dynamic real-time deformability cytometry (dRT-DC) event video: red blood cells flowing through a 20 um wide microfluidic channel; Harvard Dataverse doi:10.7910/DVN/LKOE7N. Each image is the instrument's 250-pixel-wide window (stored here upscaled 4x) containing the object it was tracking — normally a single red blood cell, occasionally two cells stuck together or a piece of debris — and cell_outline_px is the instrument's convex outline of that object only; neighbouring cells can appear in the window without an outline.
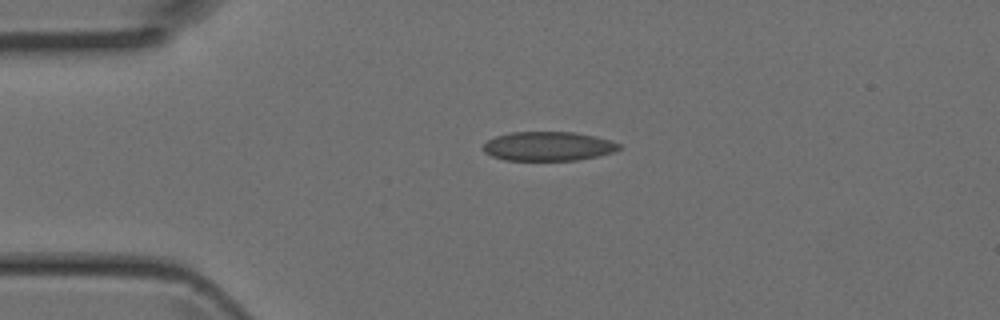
{"species": "Egyptian fruit bat (a non-hibernating species)", "species_latin": "Rousettus aegyptiacus", "temperature_condition": "room temperature", "stored_images_in_passage": 3, "camera_frame_rate_fps": 3000, "um_per_image_px": 0.085, "animal": {"sex": "female"}, "frame": {"image": 1, "passage_image": 1, "time_ms": 0.0, "image_size_px": [1000, 320], "cell_outline_px": [[624, 148], [616, 152], [576, 160], [504, 160], [492, 156], [484, 152], [484, 144], [488, 140], [496, 136], [508, 132], [576, 132], [596, 136], [612, 140], [620, 144]], "centroid_in_image_um": [46.65, 12.42], "position_along_channel_um": 38.3, "area_um2": 23.29}}
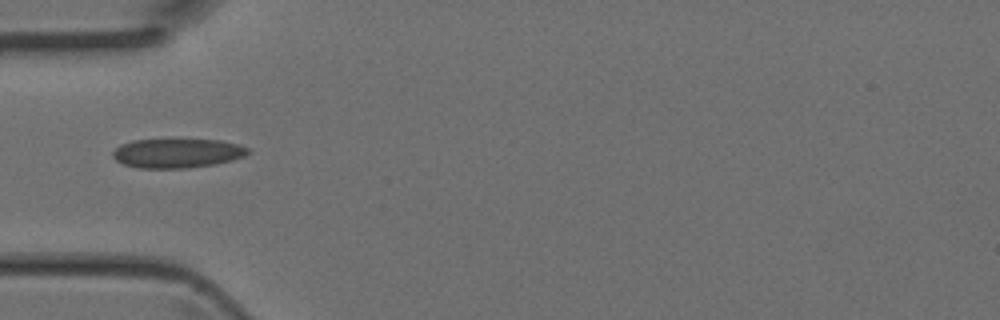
{"frame": {"image": 2, "passage_image": 2, "time_ms": 0.333, "image_size_px": [1000, 320], "cell_outline_px": [[252, 152], [244, 156], [232, 160], [216, 164], [188, 168], [140, 168], [124, 164], [116, 160], [112, 156], [112, 152], [120, 144], [132, 140], [220, 140], [240, 144], [252, 148]], "centroid_in_image_um": [15.12, 13.02], "position_along_channel_um": 69.9, "area_um2": 23.24}}
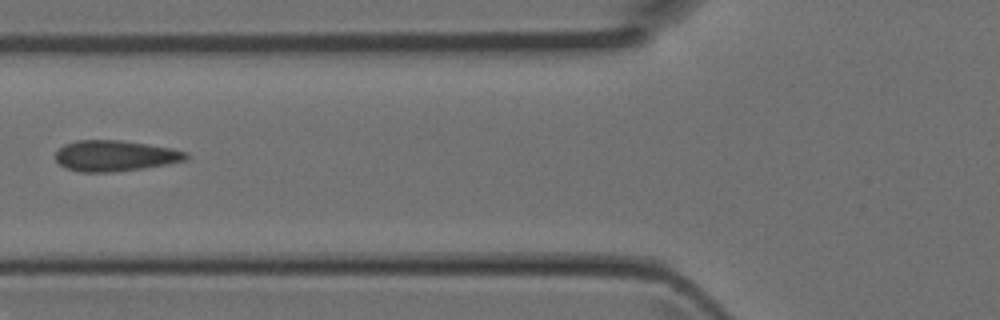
{"frame": {"image": 3, "passage_image": 3, "time_ms": 0.667, "image_size_px": [1000, 320], "cell_outline_px": [[188, 156], [184, 160], [144, 168], [108, 172], [80, 172], [64, 168], [56, 160], [56, 152], [64, 144], [76, 140], [120, 140], [148, 144], [172, 148], [188, 152]], "centroid_in_image_um": [9.74, 13.23], "position_along_channel_um": 116.1, "area_um2": 23.35}}